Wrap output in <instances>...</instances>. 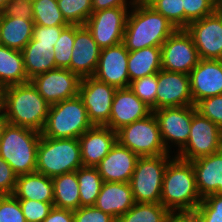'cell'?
<instances>
[{
	"instance_id": "21",
	"label": "cell",
	"mask_w": 222,
	"mask_h": 222,
	"mask_svg": "<svg viewBox=\"0 0 222 222\" xmlns=\"http://www.w3.org/2000/svg\"><path fill=\"white\" fill-rule=\"evenodd\" d=\"M139 156L118 142L96 166L104 182L129 183Z\"/></svg>"
},
{
	"instance_id": "43",
	"label": "cell",
	"mask_w": 222,
	"mask_h": 222,
	"mask_svg": "<svg viewBox=\"0 0 222 222\" xmlns=\"http://www.w3.org/2000/svg\"><path fill=\"white\" fill-rule=\"evenodd\" d=\"M74 222H117L111 215L95 206L79 207L73 210Z\"/></svg>"
},
{
	"instance_id": "24",
	"label": "cell",
	"mask_w": 222,
	"mask_h": 222,
	"mask_svg": "<svg viewBox=\"0 0 222 222\" xmlns=\"http://www.w3.org/2000/svg\"><path fill=\"white\" fill-rule=\"evenodd\" d=\"M134 204L130 183L103 182L94 206L117 220Z\"/></svg>"
},
{
	"instance_id": "1",
	"label": "cell",
	"mask_w": 222,
	"mask_h": 222,
	"mask_svg": "<svg viewBox=\"0 0 222 222\" xmlns=\"http://www.w3.org/2000/svg\"><path fill=\"white\" fill-rule=\"evenodd\" d=\"M1 91L2 115L10 124L41 132L50 104L31 82L12 85Z\"/></svg>"
},
{
	"instance_id": "14",
	"label": "cell",
	"mask_w": 222,
	"mask_h": 222,
	"mask_svg": "<svg viewBox=\"0 0 222 222\" xmlns=\"http://www.w3.org/2000/svg\"><path fill=\"white\" fill-rule=\"evenodd\" d=\"M81 80L67 68H56L33 77L30 82L52 105L79 95Z\"/></svg>"
},
{
	"instance_id": "13",
	"label": "cell",
	"mask_w": 222,
	"mask_h": 222,
	"mask_svg": "<svg viewBox=\"0 0 222 222\" xmlns=\"http://www.w3.org/2000/svg\"><path fill=\"white\" fill-rule=\"evenodd\" d=\"M117 88L93 76L82 78L79 87L88 118L93 126H106L110 119L112 102Z\"/></svg>"
},
{
	"instance_id": "28",
	"label": "cell",
	"mask_w": 222,
	"mask_h": 222,
	"mask_svg": "<svg viewBox=\"0 0 222 222\" xmlns=\"http://www.w3.org/2000/svg\"><path fill=\"white\" fill-rule=\"evenodd\" d=\"M127 69L130 82L158 73L162 69L161 46L129 51Z\"/></svg>"
},
{
	"instance_id": "11",
	"label": "cell",
	"mask_w": 222,
	"mask_h": 222,
	"mask_svg": "<svg viewBox=\"0 0 222 222\" xmlns=\"http://www.w3.org/2000/svg\"><path fill=\"white\" fill-rule=\"evenodd\" d=\"M199 60L197 48L186 29H176L161 45L163 70L189 75Z\"/></svg>"
},
{
	"instance_id": "26",
	"label": "cell",
	"mask_w": 222,
	"mask_h": 222,
	"mask_svg": "<svg viewBox=\"0 0 222 222\" xmlns=\"http://www.w3.org/2000/svg\"><path fill=\"white\" fill-rule=\"evenodd\" d=\"M13 195L17 199H30L53 203V181L39 172L22 174L17 177Z\"/></svg>"
},
{
	"instance_id": "10",
	"label": "cell",
	"mask_w": 222,
	"mask_h": 222,
	"mask_svg": "<svg viewBox=\"0 0 222 222\" xmlns=\"http://www.w3.org/2000/svg\"><path fill=\"white\" fill-rule=\"evenodd\" d=\"M152 112L159 124L161 139L167 152L178 154L185 147L190 135L193 105L162 108ZM172 146L177 150L172 151Z\"/></svg>"
},
{
	"instance_id": "53",
	"label": "cell",
	"mask_w": 222,
	"mask_h": 222,
	"mask_svg": "<svg viewBox=\"0 0 222 222\" xmlns=\"http://www.w3.org/2000/svg\"><path fill=\"white\" fill-rule=\"evenodd\" d=\"M2 114V108H1V91H0V115Z\"/></svg>"
},
{
	"instance_id": "47",
	"label": "cell",
	"mask_w": 222,
	"mask_h": 222,
	"mask_svg": "<svg viewBox=\"0 0 222 222\" xmlns=\"http://www.w3.org/2000/svg\"><path fill=\"white\" fill-rule=\"evenodd\" d=\"M140 0H92L93 12L116 7H133Z\"/></svg>"
},
{
	"instance_id": "48",
	"label": "cell",
	"mask_w": 222,
	"mask_h": 222,
	"mask_svg": "<svg viewBox=\"0 0 222 222\" xmlns=\"http://www.w3.org/2000/svg\"><path fill=\"white\" fill-rule=\"evenodd\" d=\"M43 222H74L73 210L53 207Z\"/></svg>"
},
{
	"instance_id": "25",
	"label": "cell",
	"mask_w": 222,
	"mask_h": 222,
	"mask_svg": "<svg viewBox=\"0 0 222 222\" xmlns=\"http://www.w3.org/2000/svg\"><path fill=\"white\" fill-rule=\"evenodd\" d=\"M34 21L19 17H8L0 12V44L22 51L31 41Z\"/></svg>"
},
{
	"instance_id": "39",
	"label": "cell",
	"mask_w": 222,
	"mask_h": 222,
	"mask_svg": "<svg viewBox=\"0 0 222 222\" xmlns=\"http://www.w3.org/2000/svg\"><path fill=\"white\" fill-rule=\"evenodd\" d=\"M184 29L193 21L215 12L214 0H183Z\"/></svg>"
},
{
	"instance_id": "40",
	"label": "cell",
	"mask_w": 222,
	"mask_h": 222,
	"mask_svg": "<svg viewBox=\"0 0 222 222\" xmlns=\"http://www.w3.org/2000/svg\"><path fill=\"white\" fill-rule=\"evenodd\" d=\"M27 222H43L54 207L53 203L18 199Z\"/></svg>"
},
{
	"instance_id": "18",
	"label": "cell",
	"mask_w": 222,
	"mask_h": 222,
	"mask_svg": "<svg viewBox=\"0 0 222 222\" xmlns=\"http://www.w3.org/2000/svg\"><path fill=\"white\" fill-rule=\"evenodd\" d=\"M101 48L87 27L75 25V39L71 55L70 70L81 79L95 74Z\"/></svg>"
},
{
	"instance_id": "22",
	"label": "cell",
	"mask_w": 222,
	"mask_h": 222,
	"mask_svg": "<svg viewBox=\"0 0 222 222\" xmlns=\"http://www.w3.org/2000/svg\"><path fill=\"white\" fill-rule=\"evenodd\" d=\"M84 167H96L117 142V132L106 126H93L79 138Z\"/></svg>"
},
{
	"instance_id": "17",
	"label": "cell",
	"mask_w": 222,
	"mask_h": 222,
	"mask_svg": "<svg viewBox=\"0 0 222 222\" xmlns=\"http://www.w3.org/2000/svg\"><path fill=\"white\" fill-rule=\"evenodd\" d=\"M193 105L188 74L161 69L158 72L156 110Z\"/></svg>"
},
{
	"instance_id": "42",
	"label": "cell",
	"mask_w": 222,
	"mask_h": 222,
	"mask_svg": "<svg viewBox=\"0 0 222 222\" xmlns=\"http://www.w3.org/2000/svg\"><path fill=\"white\" fill-rule=\"evenodd\" d=\"M0 222H27L14 195H0Z\"/></svg>"
},
{
	"instance_id": "51",
	"label": "cell",
	"mask_w": 222,
	"mask_h": 222,
	"mask_svg": "<svg viewBox=\"0 0 222 222\" xmlns=\"http://www.w3.org/2000/svg\"><path fill=\"white\" fill-rule=\"evenodd\" d=\"M215 12H222V0H214Z\"/></svg>"
},
{
	"instance_id": "34",
	"label": "cell",
	"mask_w": 222,
	"mask_h": 222,
	"mask_svg": "<svg viewBox=\"0 0 222 222\" xmlns=\"http://www.w3.org/2000/svg\"><path fill=\"white\" fill-rule=\"evenodd\" d=\"M57 4L69 25L84 26L93 12L92 0H57Z\"/></svg>"
},
{
	"instance_id": "19",
	"label": "cell",
	"mask_w": 222,
	"mask_h": 222,
	"mask_svg": "<svg viewBox=\"0 0 222 222\" xmlns=\"http://www.w3.org/2000/svg\"><path fill=\"white\" fill-rule=\"evenodd\" d=\"M189 77L193 105L205 98L222 95V60L200 59Z\"/></svg>"
},
{
	"instance_id": "20",
	"label": "cell",
	"mask_w": 222,
	"mask_h": 222,
	"mask_svg": "<svg viewBox=\"0 0 222 222\" xmlns=\"http://www.w3.org/2000/svg\"><path fill=\"white\" fill-rule=\"evenodd\" d=\"M152 110L128 88L116 90L112 102L110 119L106 127L113 131L146 118Z\"/></svg>"
},
{
	"instance_id": "27",
	"label": "cell",
	"mask_w": 222,
	"mask_h": 222,
	"mask_svg": "<svg viewBox=\"0 0 222 222\" xmlns=\"http://www.w3.org/2000/svg\"><path fill=\"white\" fill-rule=\"evenodd\" d=\"M30 82L24 66L22 51L0 44V90Z\"/></svg>"
},
{
	"instance_id": "33",
	"label": "cell",
	"mask_w": 222,
	"mask_h": 222,
	"mask_svg": "<svg viewBox=\"0 0 222 222\" xmlns=\"http://www.w3.org/2000/svg\"><path fill=\"white\" fill-rule=\"evenodd\" d=\"M33 21L35 25L68 26L59 7L57 0H33Z\"/></svg>"
},
{
	"instance_id": "30",
	"label": "cell",
	"mask_w": 222,
	"mask_h": 222,
	"mask_svg": "<svg viewBox=\"0 0 222 222\" xmlns=\"http://www.w3.org/2000/svg\"><path fill=\"white\" fill-rule=\"evenodd\" d=\"M54 200L57 208L76 210L80 207L79 183L76 171L52 177Z\"/></svg>"
},
{
	"instance_id": "9",
	"label": "cell",
	"mask_w": 222,
	"mask_h": 222,
	"mask_svg": "<svg viewBox=\"0 0 222 222\" xmlns=\"http://www.w3.org/2000/svg\"><path fill=\"white\" fill-rule=\"evenodd\" d=\"M222 148V130L202 116L193 105L191 131L185 147L175 156L184 161L217 153Z\"/></svg>"
},
{
	"instance_id": "31",
	"label": "cell",
	"mask_w": 222,
	"mask_h": 222,
	"mask_svg": "<svg viewBox=\"0 0 222 222\" xmlns=\"http://www.w3.org/2000/svg\"><path fill=\"white\" fill-rule=\"evenodd\" d=\"M79 183L80 207L94 206L101 191L103 179L96 167H81L76 171Z\"/></svg>"
},
{
	"instance_id": "44",
	"label": "cell",
	"mask_w": 222,
	"mask_h": 222,
	"mask_svg": "<svg viewBox=\"0 0 222 222\" xmlns=\"http://www.w3.org/2000/svg\"><path fill=\"white\" fill-rule=\"evenodd\" d=\"M66 26H41L34 25L33 35L31 40H37V45L54 46L62 30Z\"/></svg>"
},
{
	"instance_id": "15",
	"label": "cell",
	"mask_w": 222,
	"mask_h": 222,
	"mask_svg": "<svg viewBox=\"0 0 222 222\" xmlns=\"http://www.w3.org/2000/svg\"><path fill=\"white\" fill-rule=\"evenodd\" d=\"M200 59L222 60V16L214 12L191 22L186 28Z\"/></svg>"
},
{
	"instance_id": "45",
	"label": "cell",
	"mask_w": 222,
	"mask_h": 222,
	"mask_svg": "<svg viewBox=\"0 0 222 222\" xmlns=\"http://www.w3.org/2000/svg\"><path fill=\"white\" fill-rule=\"evenodd\" d=\"M2 12L8 17L33 20L32 0H10Z\"/></svg>"
},
{
	"instance_id": "37",
	"label": "cell",
	"mask_w": 222,
	"mask_h": 222,
	"mask_svg": "<svg viewBox=\"0 0 222 222\" xmlns=\"http://www.w3.org/2000/svg\"><path fill=\"white\" fill-rule=\"evenodd\" d=\"M158 73L130 82L131 91L144 102L152 111L156 110V92Z\"/></svg>"
},
{
	"instance_id": "3",
	"label": "cell",
	"mask_w": 222,
	"mask_h": 222,
	"mask_svg": "<svg viewBox=\"0 0 222 222\" xmlns=\"http://www.w3.org/2000/svg\"><path fill=\"white\" fill-rule=\"evenodd\" d=\"M201 201L192 163L175 156L164 173L160 203L169 211H195Z\"/></svg>"
},
{
	"instance_id": "8",
	"label": "cell",
	"mask_w": 222,
	"mask_h": 222,
	"mask_svg": "<svg viewBox=\"0 0 222 222\" xmlns=\"http://www.w3.org/2000/svg\"><path fill=\"white\" fill-rule=\"evenodd\" d=\"M116 132L117 142L139 157L170 154L162 142L159 124L153 112L144 119L121 127Z\"/></svg>"
},
{
	"instance_id": "12",
	"label": "cell",
	"mask_w": 222,
	"mask_h": 222,
	"mask_svg": "<svg viewBox=\"0 0 222 222\" xmlns=\"http://www.w3.org/2000/svg\"><path fill=\"white\" fill-rule=\"evenodd\" d=\"M131 8L116 7L92 12L85 26L101 49L123 42L126 21Z\"/></svg>"
},
{
	"instance_id": "46",
	"label": "cell",
	"mask_w": 222,
	"mask_h": 222,
	"mask_svg": "<svg viewBox=\"0 0 222 222\" xmlns=\"http://www.w3.org/2000/svg\"><path fill=\"white\" fill-rule=\"evenodd\" d=\"M17 177L11 166L0 157V195H13Z\"/></svg>"
},
{
	"instance_id": "6",
	"label": "cell",
	"mask_w": 222,
	"mask_h": 222,
	"mask_svg": "<svg viewBox=\"0 0 222 222\" xmlns=\"http://www.w3.org/2000/svg\"><path fill=\"white\" fill-rule=\"evenodd\" d=\"M93 127L79 95L50 105L41 136L78 139Z\"/></svg>"
},
{
	"instance_id": "5",
	"label": "cell",
	"mask_w": 222,
	"mask_h": 222,
	"mask_svg": "<svg viewBox=\"0 0 222 222\" xmlns=\"http://www.w3.org/2000/svg\"><path fill=\"white\" fill-rule=\"evenodd\" d=\"M81 167L83 164L78 139L41 136L37 148L36 172L52 178L77 171Z\"/></svg>"
},
{
	"instance_id": "23",
	"label": "cell",
	"mask_w": 222,
	"mask_h": 222,
	"mask_svg": "<svg viewBox=\"0 0 222 222\" xmlns=\"http://www.w3.org/2000/svg\"><path fill=\"white\" fill-rule=\"evenodd\" d=\"M191 163L201 198L222 194V148L217 153L198 158Z\"/></svg>"
},
{
	"instance_id": "35",
	"label": "cell",
	"mask_w": 222,
	"mask_h": 222,
	"mask_svg": "<svg viewBox=\"0 0 222 222\" xmlns=\"http://www.w3.org/2000/svg\"><path fill=\"white\" fill-rule=\"evenodd\" d=\"M75 39V25L66 26L54 44V60L56 68H67L70 70L71 55Z\"/></svg>"
},
{
	"instance_id": "41",
	"label": "cell",
	"mask_w": 222,
	"mask_h": 222,
	"mask_svg": "<svg viewBox=\"0 0 222 222\" xmlns=\"http://www.w3.org/2000/svg\"><path fill=\"white\" fill-rule=\"evenodd\" d=\"M196 110L222 130V95L205 98L195 104Z\"/></svg>"
},
{
	"instance_id": "52",
	"label": "cell",
	"mask_w": 222,
	"mask_h": 222,
	"mask_svg": "<svg viewBox=\"0 0 222 222\" xmlns=\"http://www.w3.org/2000/svg\"><path fill=\"white\" fill-rule=\"evenodd\" d=\"M10 0H0V12L6 7Z\"/></svg>"
},
{
	"instance_id": "49",
	"label": "cell",
	"mask_w": 222,
	"mask_h": 222,
	"mask_svg": "<svg viewBox=\"0 0 222 222\" xmlns=\"http://www.w3.org/2000/svg\"><path fill=\"white\" fill-rule=\"evenodd\" d=\"M163 222H197L195 211H169Z\"/></svg>"
},
{
	"instance_id": "4",
	"label": "cell",
	"mask_w": 222,
	"mask_h": 222,
	"mask_svg": "<svg viewBox=\"0 0 222 222\" xmlns=\"http://www.w3.org/2000/svg\"><path fill=\"white\" fill-rule=\"evenodd\" d=\"M41 132L7 123L0 141L2 157L19 176L36 171Z\"/></svg>"
},
{
	"instance_id": "7",
	"label": "cell",
	"mask_w": 222,
	"mask_h": 222,
	"mask_svg": "<svg viewBox=\"0 0 222 222\" xmlns=\"http://www.w3.org/2000/svg\"><path fill=\"white\" fill-rule=\"evenodd\" d=\"M172 154L139 157L130 180L134 201L160 203L163 177Z\"/></svg>"
},
{
	"instance_id": "2",
	"label": "cell",
	"mask_w": 222,
	"mask_h": 222,
	"mask_svg": "<svg viewBox=\"0 0 222 222\" xmlns=\"http://www.w3.org/2000/svg\"><path fill=\"white\" fill-rule=\"evenodd\" d=\"M175 30L169 20L140 0L129 11L123 43L128 51L161 46Z\"/></svg>"
},
{
	"instance_id": "16",
	"label": "cell",
	"mask_w": 222,
	"mask_h": 222,
	"mask_svg": "<svg viewBox=\"0 0 222 222\" xmlns=\"http://www.w3.org/2000/svg\"><path fill=\"white\" fill-rule=\"evenodd\" d=\"M128 57L129 51L123 42L101 49L98 65L93 77L117 89L128 88L130 85L127 69Z\"/></svg>"
},
{
	"instance_id": "38",
	"label": "cell",
	"mask_w": 222,
	"mask_h": 222,
	"mask_svg": "<svg viewBox=\"0 0 222 222\" xmlns=\"http://www.w3.org/2000/svg\"><path fill=\"white\" fill-rule=\"evenodd\" d=\"M197 222H222V194L206 196L195 209Z\"/></svg>"
},
{
	"instance_id": "50",
	"label": "cell",
	"mask_w": 222,
	"mask_h": 222,
	"mask_svg": "<svg viewBox=\"0 0 222 222\" xmlns=\"http://www.w3.org/2000/svg\"><path fill=\"white\" fill-rule=\"evenodd\" d=\"M8 122L6 121V119L4 118V116L1 114L0 115V141L2 139V134H3V131H4V128L6 126Z\"/></svg>"
},
{
	"instance_id": "32",
	"label": "cell",
	"mask_w": 222,
	"mask_h": 222,
	"mask_svg": "<svg viewBox=\"0 0 222 222\" xmlns=\"http://www.w3.org/2000/svg\"><path fill=\"white\" fill-rule=\"evenodd\" d=\"M169 210L161 203H137L123 215L117 222H163Z\"/></svg>"
},
{
	"instance_id": "36",
	"label": "cell",
	"mask_w": 222,
	"mask_h": 222,
	"mask_svg": "<svg viewBox=\"0 0 222 222\" xmlns=\"http://www.w3.org/2000/svg\"><path fill=\"white\" fill-rule=\"evenodd\" d=\"M155 11L169 20L176 29H184L183 0H144Z\"/></svg>"
},
{
	"instance_id": "29",
	"label": "cell",
	"mask_w": 222,
	"mask_h": 222,
	"mask_svg": "<svg viewBox=\"0 0 222 222\" xmlns=\"http://www.w3.org/2000/svg\"><path fill=\"white\" fill-rule=\"evenodd\" d=\"M54 46L37 45V40H31L22 50L23 61L28 79L56 69Z\"/></svg>"
}]
</instances>
